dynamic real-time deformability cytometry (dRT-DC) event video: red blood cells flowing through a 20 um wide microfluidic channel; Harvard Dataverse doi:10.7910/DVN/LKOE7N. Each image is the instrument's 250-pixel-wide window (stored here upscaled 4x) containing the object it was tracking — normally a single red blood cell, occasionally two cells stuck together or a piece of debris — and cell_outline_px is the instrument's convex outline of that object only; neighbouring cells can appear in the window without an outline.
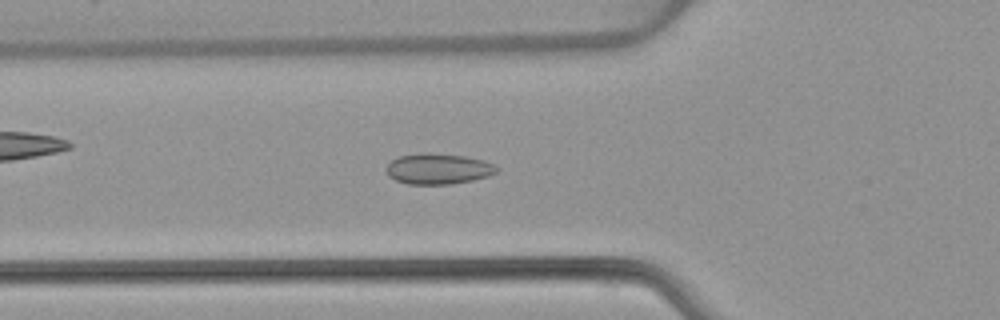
{"species": "common noctule bat (a hibernating species)", "species_latin": "Nyctalus noctula", "temperature_condition": "warm", "stored_images_in_passage": 52, "camera_frame_rate_fps": 3000, "um_per_image_px": 0.085, "animal": {"sex": "female", "body_mass_g": 22.7, "forearm_length_mm": 54.2}, "frame": {"image": 1, "passage_image": 18, "time_ms": 5.667, "image_size_px": [1000, 320], "cell_outline_px": [[496, 172], [488, 176], [472, 180], [452, 184], [408, 184], [396, 180], [388, 176], [388, 164], [392, 160], [400, 156], [420, 152], [428, 152], [464, 156], [484, 160], [492, 164], [496, 168]], "centroid_in_image_um": [37.23, 14.34], "position_along_channel_um": 88.6, "area_um2": 19.59}}
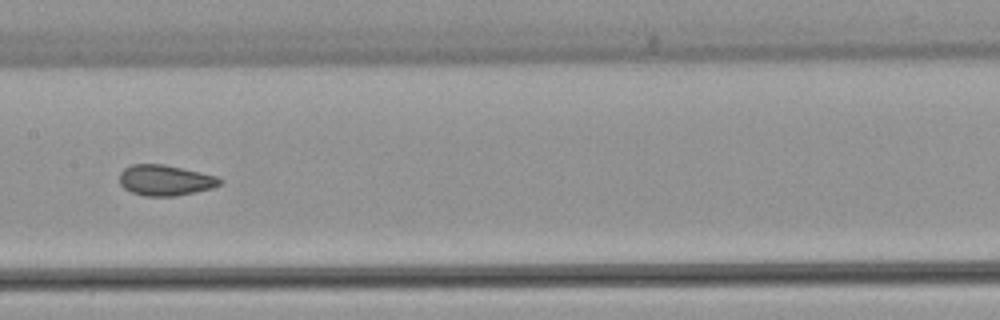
{"frame": {"image": 2, "passage_image": 26, "time_ms": 8.333, "image_size_px": [1000, 320], "cell_outline_px": [[220, 184], [212, 188], [196, 192], [176, 196], [144, 196], [132, 192], [124, 188], [120, 184], [120, 172], [124, 168], [132, 164], [164, 164], [200, 172], [216, 176], [220, 180]], "centroid_in_image_um": [14.02, 15.32], "position_along_channel_um": 193.4, "area_um2": 17.86}}
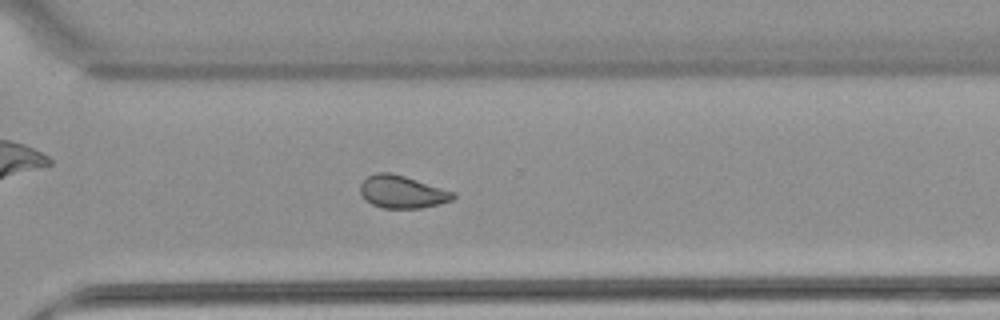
{"frame": {"image": 3, "passage_image": 37, "time_ms": 12.0, "image_size_px": [1000, 320], "cell_outline_px": [[456, 196], [452, 200], [440, 204], [420, 208], [384, 208], [372, 204], [364, 200], [360, 192], [360, 184], [368, 176], [376, 172], [392, 172], [456, 192]], "centroid_in_image_um": [34.19, 16.3], "position_along_channel_um": 336.4, "area_um2": 17.8}, "authors_computed_cell_mechanics": {"area_um2": 18.8428, "velocity_mm_per_s": 3.9118, "shape_relaxation_time_tau1_ms": null, "shape_relaxation_time_tau2_ms": 1.1475, "deformation_change_tau1": null, "deformation_change_tau2": 0.0557}}